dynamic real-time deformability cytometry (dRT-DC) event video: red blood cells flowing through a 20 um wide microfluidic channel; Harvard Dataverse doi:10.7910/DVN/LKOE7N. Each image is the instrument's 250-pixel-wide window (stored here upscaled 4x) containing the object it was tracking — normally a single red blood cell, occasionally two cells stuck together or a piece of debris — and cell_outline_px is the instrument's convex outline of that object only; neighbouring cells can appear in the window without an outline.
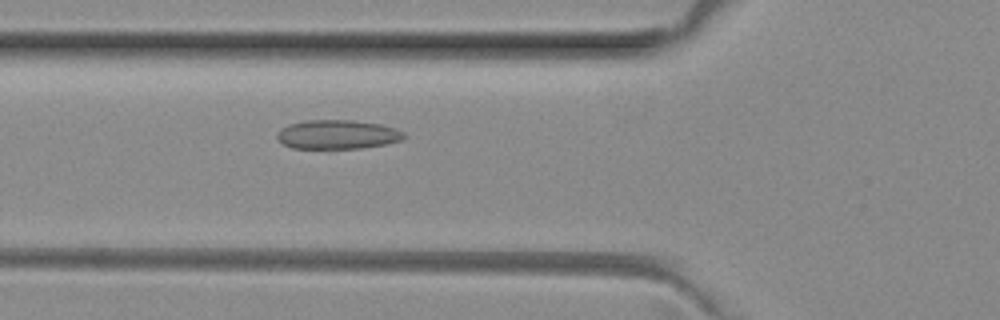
{"species": "common noctule bat (a hibernating species)", "species_latin": "Nyctalus noctula", "temperature_condition": "room temperature", "stored_images_in_passage": 44, "camera_frame_rate_fps": 3000, "um_per_image_px": 0.085, "animal": {"sex": "female", "body_mass_g": 29.2, "forearm_length_mm": 56.3}, "frame": {"image": 1, "passage_image": 11, "time_ms": 3.333, "image_size_px": [1000, 320], "cell_outline_px": [[408, 136], [404, 140], [384, 144], [360, 148], [328, 152], [292, 148], [284, 144], [276, 136], [288, 124], [304, 120], [352, 120], [380, 124], [396, 128], [404, 132]], "centroid_in_image_um": [28.71, 11.48], "position_along_channel_um": 97.1, "area_um2": 22.43}}
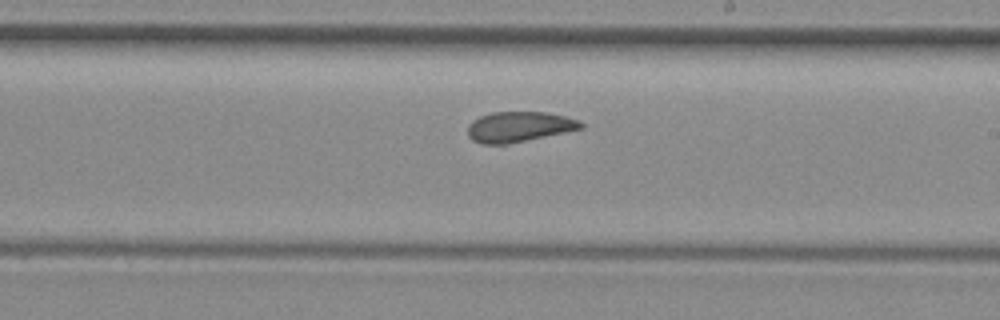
{"frame": {"image": 2, "passage_image": 22, "time_ms": 7.0, "image_size_px": [1000, 320], "cell_outline_px": [[584, 128], [508, 144], [484, 144], [472, 140], [468, 136], [468, 124], [472, 120], [480, 116], [492, 112], [548, 112], [580, 120], [584, 124]], "centroid_in_image_um": [44.12, 10.77], "position_along_channel_um": 244.9, "area_um2": 20.06}}
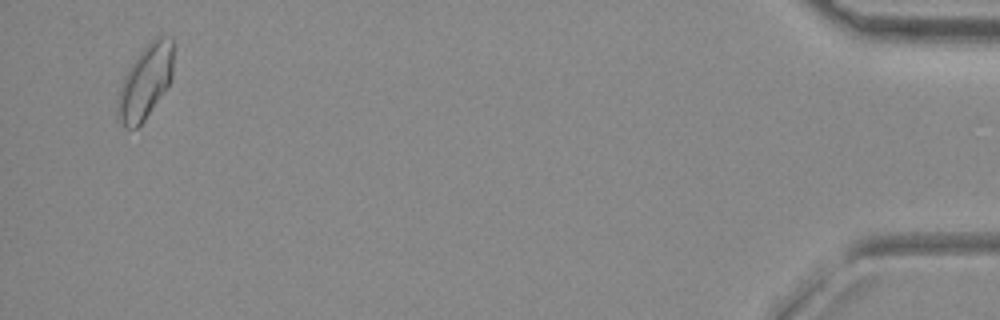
{"frame": {"image": 3, "passage_image": 42, "time_ms": 13.667, "image_size_px": [1000, 320], "cell_outline_px": [[176, 44], [172, 76], [168, 84], [144, 120], [136, 128], [124, 128], [116, 112], [116, 100], [124, 76], [128, 68], [140, 52], [156, 36], [172, 36], [176, 40]], "centroid_in_image_um": [12.38, 6.89], "position_along_channel_um": 422.8, "area_um2": 24.22}, "authors_computed_cell_mechanics": {"area_um2": 20.9525, "velocity_mm_per_s": 4.0203, "shape_relaxation_time_tau1_ms": null, "shape_relaxation_time_tau2_ms": 4.0605, "deformation_change_tau1": null, "deformation_change_tau2": 0.0753}}